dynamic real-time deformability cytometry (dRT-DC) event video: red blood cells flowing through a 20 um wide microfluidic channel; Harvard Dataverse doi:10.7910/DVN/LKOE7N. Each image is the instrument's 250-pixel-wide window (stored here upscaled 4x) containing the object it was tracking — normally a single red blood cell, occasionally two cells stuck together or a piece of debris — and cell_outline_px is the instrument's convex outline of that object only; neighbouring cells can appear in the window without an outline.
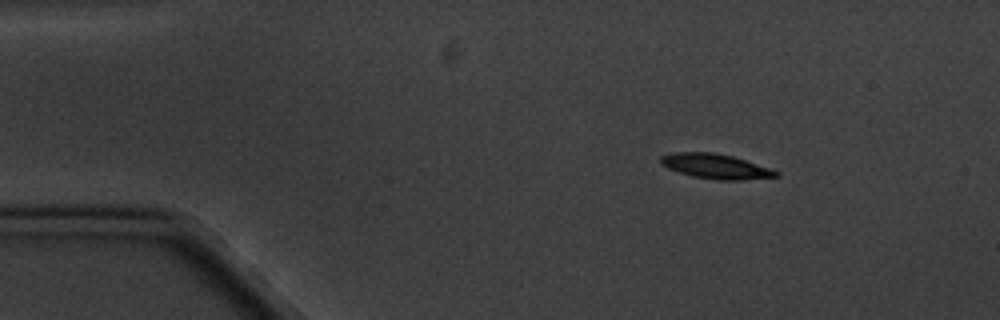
{"species": "common noctule bat (a hibernating species)", "species_latin": "Nyctalus noctula", "temperature_condition": "cold", "stored_images_in_passage": 6, "camera_frame_rate_fps": 3000, "um_per_image_px": 0.085, "animal": {"sex": "male", "body_mass_g": 20.1, "forearm_length_mm": 53.5}, "frame": {"image": 1, "passage_image": 2, "time_ms": 1.333, "image_size_px": [1000, 320], "cell_outline_px": [[780, 176], [744, 180], [716, 180], [692, 176], [668, 168], [660, 164], [660, 156], [676, 152], [712, 152], [732, 156], [780, 172]], "centroid_in_image_um": [60.81, 14.14], "position_along_channel_um": 24.2, "area_um2": 16.53}}
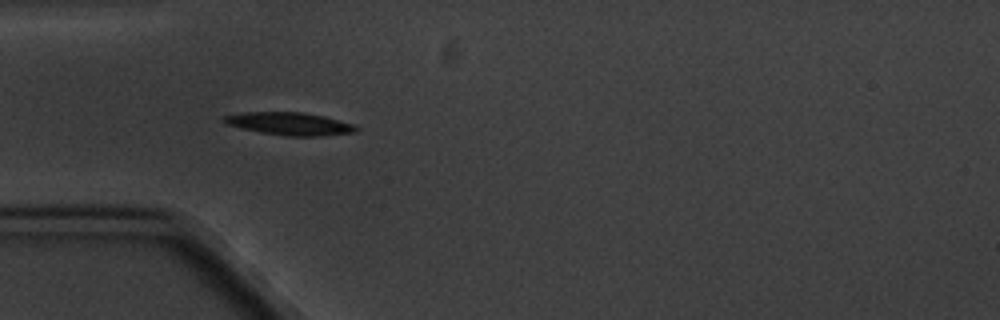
{"frame": {"image": 2, "passage_image": 4, "time_ms": 4.333, "image_size_px": [1000, 320], "cell_outline_px": [[360, 128], [356, 132], [320, 136], [288, 136], [260, 132], [240, 128], [224, 124], [220, 120], [224, 116], [240, 112], [304, 112], [324, 116], [356, 124]], "centroid_in_image_um": [24.61, 10.51], "position_along_channel_um": 60.4, "area_um2": 17.8}}